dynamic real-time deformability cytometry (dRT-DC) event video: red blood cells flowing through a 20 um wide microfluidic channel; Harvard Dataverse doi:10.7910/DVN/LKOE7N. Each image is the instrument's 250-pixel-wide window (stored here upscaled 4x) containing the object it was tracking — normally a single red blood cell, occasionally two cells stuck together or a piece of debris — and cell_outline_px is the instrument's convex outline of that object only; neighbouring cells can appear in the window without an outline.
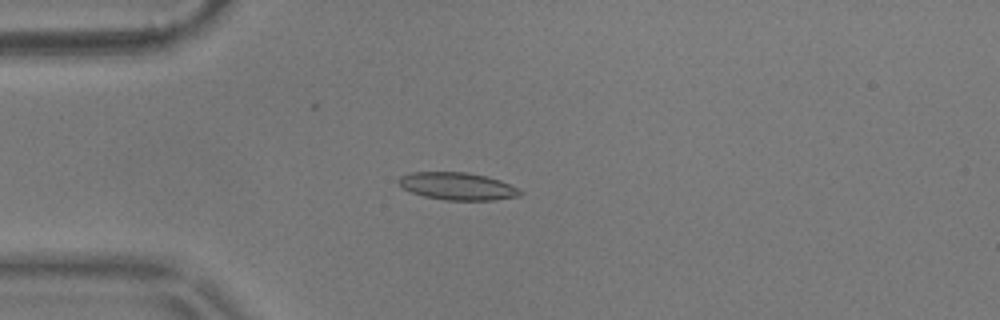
{"species": "common noctule bat (a hibernating species)", "species_latin": "Nyctalus noctula", "temperature_condition": "warm", "stored_images_in_passage": 56, "camera_frame_rate_fps": 3000, "um_per_image_px": 0.085, "animal": {"sex": "male", "body_mass_g": 17.9}, "frame": {"image": 1, "passage_image": 15, "time_ms": 4.667, "image_size_px": [1000, 320], "cell_outline_px": [[524, 192], [520, 196], [492, 200], [444, 200], [424, 196], [412, 192], [404, 188], [396, 180], [400, 176], [412, 172], [468, 172], [500, 180]], "centroid_in_image_um": [38.87, 15.83], "position_along_channel_um": 46.1, "area_um2": 19.31}}
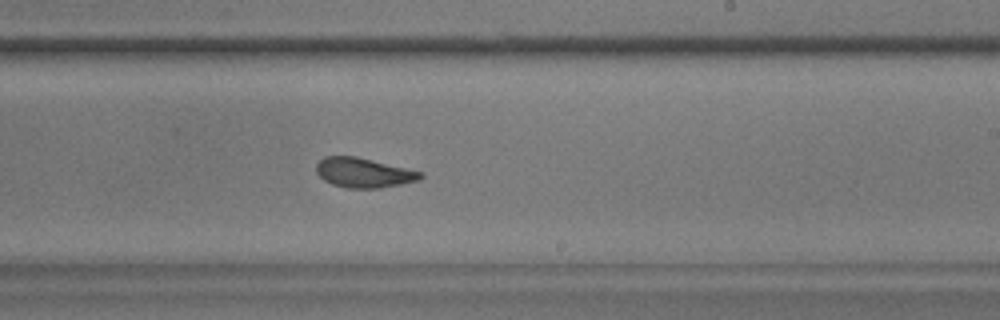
{"frame": {"image": 2, "passage_image": 34, "time_ms": 11.0, "image_size_px": [1000, 320], "cell_outline_px": [[424, 176], [420, 180], [380, 188], [348, 188], [332, 184], [324, 180], [316, 172], [316, 164], [324, 156], [356, 156], [424, 172]], "centroid_in_image_um": [30.93, 14.68], "position_along_channel_um": 258.1, "area_um2": 18.09}}
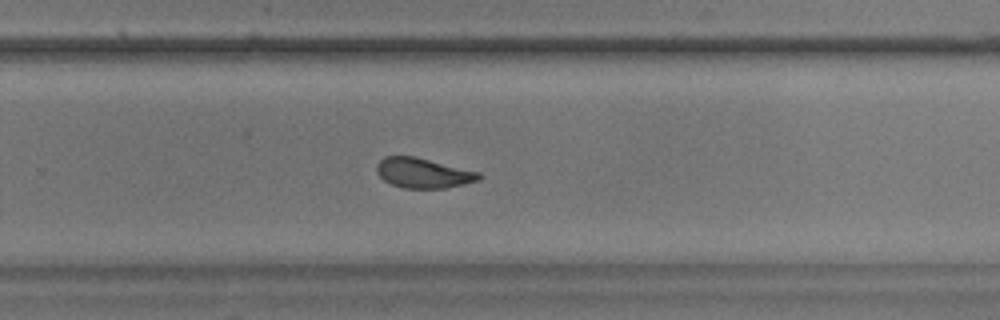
{"frame": {"image": 3, "passage_image": 37, "time_ms": 12.0, "image_size_px": [1000, 320], "cell_outline_px": [[484, 176], [480, 180], [464, 184], [444, 188], [404, 188], [392, 184], [384, 180], [376, 172], [376, 164], [384, 156], [416, 156], [480, 172]], "centroid_in_image_um": [35.99, 14.7], "position_along_channel_um": 293.8, "area_um2": 18.03}, "authors_computed_cell_mechanics": {"area_um2": 18.5538, "velocity_mm_per_s": 3.5907, "shape_relaxation_time_tau1_ms": 4.6926, "shape_relaxation_time_tau2_ms": 1.2982, "deformation_change_tau1": 0.1438, "deformation_change_tau2": 0.0824}}